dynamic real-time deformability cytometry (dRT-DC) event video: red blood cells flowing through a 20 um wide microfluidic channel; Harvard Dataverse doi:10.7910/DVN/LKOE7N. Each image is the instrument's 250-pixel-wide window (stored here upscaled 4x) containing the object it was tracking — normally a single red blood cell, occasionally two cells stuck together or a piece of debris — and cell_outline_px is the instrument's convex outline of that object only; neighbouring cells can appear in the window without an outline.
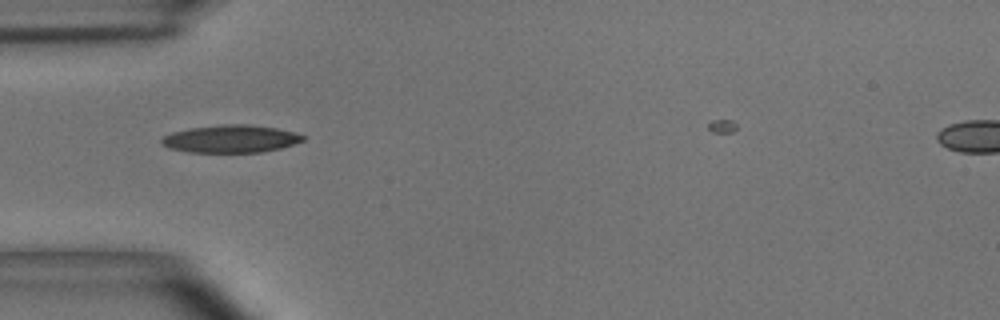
{"species": "common noctule bat (a hibernating species)", "species_latin": "Nyctalus noctula", "temperature_condition": "room temperature", "stored_images_in_passage": 6, "camera_frame_rate_fps": 3000, "um_per_image_px": 0.085, "animal": {"sex": "male", "body_mass_g": 15.6}, "frame": {"image": 1, "passage_image": 2, "time_ms": 0.333, "image_size_px": [1000, 320], "cell_outline_px": [[304, 140], [280, 148], [260, 152], [188, 152], [168, 148], [160, 144], [160, 140], [164, 136], [172, 132], [188, 128], [224, 124], [244, 124], [276, 128], [292, 132], [304, 136]], "centroid_in_image_um": [19.54, 11.8], "position_along_channel_um": 65.5, "area_um2": 22.6}}
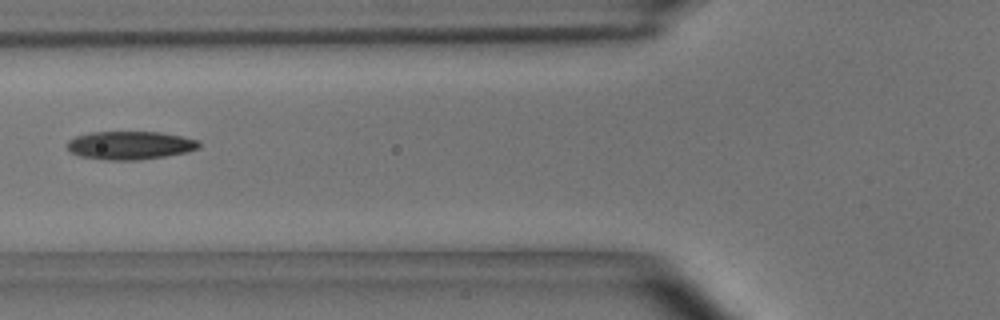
{"frame": {"image": 2, "passage_image": 3, "time_ms": 0.667, "image_size_px": [1000, 320], "cell_outline_px": [[200, 148], [188, 152], [164, 156], [136, 160], [108, 160], [80, 156], [72, 152], [68, 148], [68, 140], [76, 136], [92, 132], [160, 132], [200, 140]], "centroid_in_image_um": [11.09, 12.35], "position_along_channel_um": 114.7, "area_um2": 21.62}}